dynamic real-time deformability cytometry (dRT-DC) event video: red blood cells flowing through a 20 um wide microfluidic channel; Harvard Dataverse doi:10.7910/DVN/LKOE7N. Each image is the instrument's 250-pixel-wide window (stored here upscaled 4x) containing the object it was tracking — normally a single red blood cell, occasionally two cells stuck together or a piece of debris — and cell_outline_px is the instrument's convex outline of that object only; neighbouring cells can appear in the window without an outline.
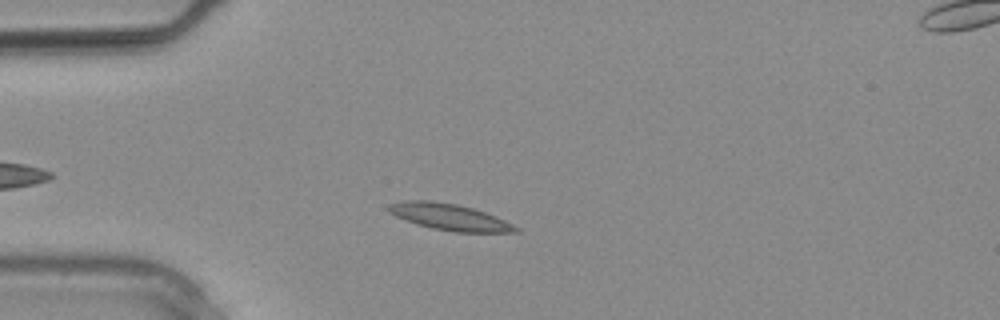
{"species": "common noctule bat (a hibernating species)", "species_latin": "Nyctalus noctula", "temperature_condition": "warm", "stored_images_in_passage": 8, "camera_frame_rate_fps": 3000, "um_per_image_px": 0.085, "animal": {"sex": "male", "body_mass_g": 20.4}, "frame": {"image": 1, "passage_image": 5, "time_ms": 1.333, "image_size_px": [1000, 320], "cell_outline_px": [[520, 232], [456, 232], [432, 228], [416, 224], [396, 216], [388, 212], [388, 204], [404, 200], [432, 200], [456, 204], [472, 208], [496, 216], [520, 228]], "centroid_in_image_um": [38.2, 18.44], "position_along_channel_um": 46.8, "area_um2": 19.54}}